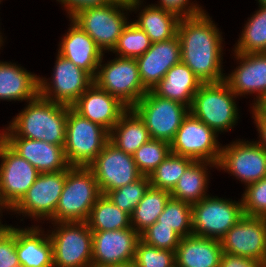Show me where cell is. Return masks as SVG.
Listing matches in <instances>:
<instances>
[{
	"label": "cell",
	"instance_id": "1",
	"mask_svg": "<svg viewBox=\"0 0 266 267\" xmlns=\"http://www.w3.org/2000/svg\"><path fill=\"white\" fill-rule=\"evenodd\" d=\"M206 11L182 17L177 27L181 44V62L186 64L202 83L224 81L222 32Z\"/></svg>",
	"mask_w": 266,
	"mask_h": 267
},
{
	"label": "cell",
	"instance_id": "2",
	"mask_svg": "<svg viewBox=\"0 0 266 267\" xmlns=\"http://www.w3.org/2000/svg\"><path fill=\"white\" fill-rule=\"evenodd\" d=\"M68 105L52 102L39 94L27 102L8 127L18 136L64 146Z\"/></svg>",
	"mask_w": 266,
	"mask_h": 267
},
{
	"label": "cell",
	"instance_id": "3",
	"mask_svg": "<svg viewBox=\"0 0 266 267\" xmlns=\"http://www.w3.org/2000/svg\"><path fill=\"white\" fill-rule=\"evenodd\" d=\"M102 195L89 167L70 166L63 191L50 222H86L92 207Z\"/></svg>",
	"mask_w": 266,
	"mask_h": 267
},
{
	"label": "cell",
	"instance_id": "4",
	"mask_svg": "<svg viewBox=\"0 0 266 267\" xmlns=\"http://www.w3.org/2000/svg\"><path fill=\"white\" fill-rule=\"evenodd\" d=\"M238 96L225 81L202 83L195 93L190 113L213 129L217 134L231 130L238 122L235 99Z\"/></svg>",
	"mask_w": 266,
	"mask_h": 267
},
{
	"label": "cell",
	"instance_id": "5",
	"mask_svg": "<svg viewBox=\"0 0 266 267\" xmlns=\"http://www.w3.org/2000/svg\"><path fill=\"white\" fill-rule=\"evenodd\" d=\"M124 11L131 12L129 2L113 0L103 6L80 10L70 19L106 53L114 49L123 29L129 23L128 14Z\"/></svg>",
	"mask_w": 266,
	"mask_h": 267
},
{
	"label": "cell",
	"instance_id": "6",
	"mask_svg": "<svg viewBox=\"0 0 266 267\" xmlns=\"http://www.w3.org/2000/svg\"><path fill=\"white\" fill-rule=\"evenodd\" d=\"M109 141V132L68 107L64 152L70 166L88 167Z\"/></svg>",
	"mask_w": 266,
	"mask_h": 267
},
{
	"label": "cell",
	"instance_id": "7",
	"mask_svg": "<svg viewBox=\"0 0 266 267\" xmlns=\"http://www.w3.org/2000/svg\"><path fill=\"white\" fill-rule=\"evenodd\" d=\"M54 267H92V230L86 222H52ZM57 226V227H56Z\"/></svg>",
	"mask_w": 266,
	"mask_h": 267
},
{
	"label": "cell",
	"instance_id": "8",
	"mask_svg": "<svg viewBox=\"0 0 266 267\" xmlns=\"http://www.w3.org/2000/svg\"><path fill=\"white\" fill-rule=\"evenodd\" d=\"M103 58L104 55L94 83L132 108L148 92L142 84L136 59L117 56L103 64Z\"/></svg>",
	"mask_w": 266,
	"mask_h": 267
},
{
	"label": "cell",
	"instance_id": "9",
	"mask_svg": "<svg viewBox=\"0 0 266 267\" xmlns=\"http://www.w3.org/2000/svg\"><path fill=\"white\" fill-rule=\"evenodd\" d=\"M144 120L151 139L171 143L189 114V107L148 92L132 107Z\"/></svg>",
	"mask_w": 266,
	"mask_h": 267
},
{
	"label": "cell",
	"instance_id": "10",
	"mask_svg": "<svg viewBox=\"0 0 266 267\" xmlns=\"http://www.w3.org/2000/svg\"><path fill=\"white\" fill-rule=\"evenodd\" d=\"M243 215L242 199L208 195L192 205L193 235L221 240Z\"/></svg>",
	"mask_w": 266,
	"mask_h": 267
},
{
	"label": "cell",
	"instance_id": "11",
	"mask_svg": "<svg viewBox=\"0 0 266 267\" xmlns=\"http://www.w3.org/2000/svg\"><path fill=\"white\" fill-rule=\"evenodd\" d=\"M52 71V79L39 77V95L52 102L72 106L94 83L88 72L59 53Z\"/></svg>",
	"mask_w": 266,
	"mask_h": 267
},
{
	"label": "cell",
	"instance_id": "12",
	"mask_svg": "<svg viewBox=\"0 0 266 267\" xmlns=\"http://www.w3.org/2000/svg\"><path fill=\"white\" fill-rule=\"evenodd\" d=\"M218 135L189 112L170 143L171 153L218 164L222 149Z\"/></svg>",
	"mask_w": 266,
	"mask_h": 267
},
{
	"label": "cell",
	"instance_id": "13",
	"mask_svg": "<svg viewBox=\"0 0 266 267\" xmlns=\"http://www.w3.org/2000/svg\"><path fill=\"white\" fill-rule=\"evenodd\" d=\"M0 204L10 211L34 184L38 170L0 137Z\"/></svg>",
	"mask_w": 266,
	"mask_h": 267
},
{
	"label": "cell",
	"instance_id": "14",
	"mask_svg": "<svg viewBox=\"0 0 266 267\" xmlns=\"http://www.w3.org/2000/svg\"><path fill=\"white\" fill-rule=\"evenodd\" d=\"M249 185L266 177V149L256 141L236 139L222 146L217 169Z\"/></svg>",
	"mask_w": 266,
	"mask_h": 267
},
{
	"label": "cell",
	"instance_id": "15",
	"mask_svg": "<svg viewBox=\"0 0 266 267\" xmlns=\"http://www.w3.org/2000/svg\"><path fill=\"white\" fill-rule=\"evenodd\" d=\"M65 179L66 170L40 173L34 184L10 212L22 214L37 222L49 220L55 214Z\"/></svg>",
	"mask_w": 266,
	"mask_h": 267
},
{
	"label": "cell",
	"instance_id": "16",
	"mask_svg": "<svg viewBox=\"0 0 266 267\" xmlns=\"http://www.w3.org/2000/svg\"><path fill=\"white\" fill-rule=\"evenodd\" d=\"M88 167L93 171L103 195L142 176L133 156L118 149L110 141L104 145L103 150Z\"/></svg>",
	"mask_w": 266,
	"mask_h": 267
},
{
	"label": "cell",
	"instance_id": "17",
	"mask_svg": "<svg viewBox=\"0 0 266 267\" xmlns=\"http://www.w3.org/2000/svg\"><path fill=\"white\" fill-rule=\"evenodd\" d=\"M222 252L265 261L266 218L243 215L220 240Z\"/></svg>",
	"mask_w": 266,
	"mask_h": 267
},
{
	"label": "cell",
	"instance_id": "18",
	"mask_svg": "<svg viewBox=\"0 0 266 267\" xmlns=\"http://www.w3.org/2000/svg\"><path fill=\"white\" fill-rule=\"evenodd\" d=\"M140 235L133 227L92 231V267H108L134 260Z\"/></svg>",
	"mask_w": 266,
	"mask_h": 267
},
{
	"label": "cell",
	"instance_id": "19",
	"mask_svg": "<svg viewBox=\"0 0 266 267\" xmlns=\"http://www.w3.org/2000/svg\"><path fill=\"white\" fill-rule=\"evenodd\" d=\"M0 137L39 173L60 172L70 167L64 146L18 137L9 127L0 131Z\"/></svg>",
	"mask_w": 266,
	"mask_h": 267
},
{
	"label": "cell",
	"instance_id": "20",
	"mask_svg": "<svg viewBox=\"0 0 266 267\" xmlns=\"http://www.w3.org/2000/svg\"><path fill=\"white\" fill-rule=\"evenodd\" d=\"M233 54L239 65L224 81L238 97L257 94L253 106L266 93V53Z\"/></svg>",
	"mask_w": 266,
	"mask_h": 267
},
{
	"label": "cell",
	"instance_id": "21",
	"mask_svg": "<svg viewBox=\"0 0 266 267\" xmlns=\"http://www.w3.org/2000/svg\"><path fill=\"white\" fill-rule=\"evenodd\" d=\"M71 107L84 118L101 125L108 132L128 109L118 98L99 88L95 83Z\"/></svg>",
	"mask_w": 266,
	"mask_h": 267
},
{
	"label": "cell",
	"instance_id": "22",
	"mask_svg": "<svg viewBox=\"0 0 266 267\" xmlns=\"http://www.w3.org/2000/svg\"><path fill=\"white\" fill-rule=\"evenodd\" d=\"M136 61L143 86L151 90L173 65L181 62V44L177 34L168 40L151 43Z\"/></svg>",
	"mask_w": 266,
	"mask_h": 267
},
{
	"label": "cell",
	"instance_id": "23",
	"mask_svg": "<svg viewBox=\"0 0 266 267\" xmlns=\"http://www.w3.org/2000/svg\"><path fill=\"white\" fill-rule=\"evenodd\" d=\"M69 21L70 27L59 42L58 53L94 78L105 54L85 31L71 19Z\"/></svg>",
	"mask_w": 266,
	"mask_h": 267
},
{
	"label": "cell",
	"instance_id": "24",
	"mask_svg": "<svg viewBox=\"0 0 266 267\" xmlns=\"http://www.w3.org/2000/svg\"><path fill=\"white\" fill-rule=\"evenodd\" d=\"M33 225L16 228V251L21 267H54L53 245L48 232Z\"/></svg>",
	"mask_w": 266,
	"mask_h": 267
},
{
	"label": "cell",
	"instance_id": "25",
	"mask_svg": "<svg viewBox=\"0 0 266 267\" xmlns=\"http://www.w3.org/2000/svg\"><path fill=\"white\" fill-rule=\"evenodd\" d=\"M220 240L195 235L180 239L175 251V267H219Z\"/></svg>",
	"mask_w": 266,
	"mask_h": 267
},
{
	"label": "cell",
	"instance_id": "26",
	"mask_svg": "<svg viewBox=\"0 0 266 267\" xmlns=\"http://www.w3.org/2000/svg\"><path fill=\"white\" fill-rule=\"evenodd\" d=\"M129 5L132 12L141 10L138 19L132 22L148 35L151 43L168 40L177 34L180 17L176 13L153 4L144 6L142 0L129 2Z\"/></svg>",
	"mask_w": 266,
	"mask_h": 267
},
{
	"label": "cell",
	"instance_id": "27",
	"mask_svg": "<svg viewBox=\"0 0 266 267\" xmlns=\"http://www.w3.org/2000/svg\"><path fill=\"white\" fill-rule=\"evenodd\" d=\"M39 94V76L24 67L0 61V100L30 101Z\"/></svg>",
	"mask_w": 266,
	"mask_h": 267
},
{
	"label": "cell",
	"instance_id": "28",
	"mask_svg": "<svg viewBox=\"0 0 266 267\" xmlns=\"http://www.w3.org/2000/svg\"><path fill=\"white\" fill-rule=\"evenodd\" d=\"M202 82L184 63L173 65L151 90L158 96L189 107Z\"/></svg>",
	"mask_w": 266,
	"mask_h": 267
},
{
	"label": "cell",
	"instance_id": "29",
	"mask_svg": "<svg viewBox=\"0 0 266 267\" xmlns=\"http://www.w3.org/2000/svg\"><path fill=\"white\" fill-rule=\"evenodd\" d=\"M150 139L144 120L133 108H128L109 132V141L131 155Z\"/></svg>",
	"mask_w": 266,
	"mask_h": 267
},
{
	"label": "cell",
	"instance_id": "30",
	"mask_svg": "<svg viewBox=\"0 0 266 267\" xmlns=\"http://www.w3.org/2000/svg\"><path fill=\"white\" fill-rule=\"evenodd\" d=\"M214 166L217 168L216 163L209 161H193L170 192L171 197L191 205L206 198L209 195L206 191L210 180L208 178L210 171L207 170Z\"/></svg>",
	"mask_w": 266,
	"mask_h": 267
},
{
	"label": "cell",
	"instance_id": "31",
	"mask_svg": "<svg viewBox=\"0 0 266 267\" xmlns=\"http://www.w3.org/2000/svg\"><path fill=\"white\" fill-rule=\"evenodd\" d=\"M86 223L92 231L121 230L131 227V216L102 194L92 207Z\"/></svg>",
	"mask_w": 266,
	"mask_h": 267
},
{
	"label": "cell",
	"instance_id": "32",
	"mask_svg": "<svg viewBox=\"0 0 266 267\" xmlns=\"http://www.w3.org/2000/svg\"><path fill=\"white\" fill-rule=\"evenodd\" d=\"M170 197L167 190L149 187L131 215V227L140 235L157 221Z\"/></svg>",
	"mask_w": 266,
	"mask_h": 267
},
{
	"label": "cell",
	"instance_id": "33",
	"mask_svg": "<svg viewBox=\"0 0 266 267\" xmlns=\"http://www.w3.org/2000/svg\"><path fill=\"white\" fill-rule=\"evenodd\" d=\"M245 23L234 46L237 53H266V6H258Z\"/></svg>",
	"mask_w": 266,
	"mask_h": 267
},
{
	"label": "cell",
	"instance_id": "34",
	"mask_svg": "<svg viewBox=\"0 0 266 267\" xmlns=\"http://www.w3.org/2000/svg\"><path fill=\"white\" fill-rule=\"evenodd\" d=\"M193 161L192 158L170 153L148 176L150 187L171 192Z\"/></svg>",
	"mask_w": 266,
	"mask_h": 267
},
{
	"label": "cell",
	"instance_id": "35",
	"mask_svg": "<svg viewBox=\"0 0 266 267\" xmlns=\"http://www.w3.org/2000/svg\"><path fill=\"white\" fill-rule=\"evenodd\" d=\"M157 222L161 225L173 227V230L181 238L193 235L192 205L170 197Z\"/></svg>",
	"mask_w": 266,
	"mask_h": 267
},
{
	"label": "cell",
	"instance_id": "36",
	"mask_svg": "<svg viewBox=\"0 0 266 267\" xmlns=\"http://www.w3.org/2000/svg\"><path fill=\"white\" fill-rule=\"evenodd\" d=\"M151 46L148 35L135 23L129 22L118 38V42L111 51L122 58H138Z\"/></svg>",
	"mask_w": 266,
	"mask_h": 267
},
{
	"label": "cell",
	"instance_id": "37",
	"mask_svg": "<svg viewBox=\"0 0 266 267\" xmlns=\"http://www.w3.org/2000/svg\"><path fill=\"white\" fill-rule=\"evenodd\" d=\"M171 153L170 143L150 139L140 146L133 154L138 171L149 176L157 166Z\"/></svg>",
	"mask_w": 266,
	"mask_h": 267
},
{
	"label": "cell",
	"instance_id": "38",
	"mask_svg": "<svg viewBox=\"0 0 266 267\" xmlns=\"http://www.w3.org/2000/svg\"><path fill=\"white\" fill-rule=\"evenodd\" d=\"M149 187V177L147 175H142L139 179L130 184L109 191L106 196L116 206L131 216Z\"/></svg>",
	"mask_w": 266,
	"mask_h": 267
},
{
	"label": "cell",
	"instance_id": "39",
	"mask_svg": "<svg viewBox=\"0 0 266 267\" xmlns=\"http://www.w3.org/2000/svg\"><path fill=\"white\" fill-rule=\"evenodd\" d=\"M133 263L135 267H175V251L158 249L139 239Z\"/></svg>",
	"mask_w": 266,
	"mask_h": 267
},
{
	"label": "cell",
	"instance_id": "40",
	"mask_svg": "<svg viewBox=\"0 0 266 267\" xmlns=\"http://www.w3.org/2000/svg\"><path fill=\"white\" fill-rule=\"evenodd\" d=\"M241 197L244 215L266 218V177L245 186Z\"/></svg>",
	"mask_w": 266,
	"mask_h": 267
},
{
	"label": "cell",
	"instance_id": "41",
	"mask_svg": "<svg viewBox=\"0 0 266 267\" xmlns=\"http://www.w3.org/2000/svg\"><path fill=\"white\" fill-rule=\"evenodd\" d=\"M140 239L158 249L176 251L181 237L173 227L161 225L156 221L140 234Z\"/></svg>",
	"mask_w": 266,
	"mask_h": 267
},
{
	"label": "cell",
	"instance_id": "42",
	"mask_svg": "<svg viewBox=\"0 0 266 267\" xmlns=\"http://www.w3.org/2000/svg\"><path fill=\"white\" fill-rule=\"evenodd\" d=\"M0 267H21L16 251V227L12 225L0 233Z\"/></svg>",
	"mask_w": 266,
	"mask_h": 267
},
{
	"label": "cell",
	"instance_id": "43",
	"mask_svg": "<svg viewBox=\"0 0 266 267\" xmlns=\"http://www.w3.org/2000/svg\"><path fill=\"white\" fill-rule=\"evenodd\" d=\"M158 2L153 5L174 12L180 18L195 16L205 11L200 5L191 3L189 0H159Z\"/></svg>",
	"mask_w": 266,
	"mask_h": 267
},
{
	"label": "cell",
	"instance_id": "44",
	"mask_svg": "<svg viewBox=\"0 0 266 267\" xmlns=\"http://www.w3.org/2000/svg\"><path fill=\"white\" fill-rule=\"evenodd\" d=\"M66 9L69 19L78 11L85 8L103 6L111 3L113 0H56Z\"/></svg>",
	"mask_w": 266,
	"mask_h": 267
},
{
	"label": "cell",
	"instance_id": "45",
	"mask_svg": "<svg viewBox=\"0 0 266 267\" xmlns=\"http://www.w3.org/2000/svg\"><path fill=\"white\" fill-rule=\"evenodd\" d=\"M219 267H264L263 262L252 258L222 252Z\"/></svg>",
	"mask_w": 266,
	"mask_h": 267
},
{
	"label": "cell",
	"instance_id": "46",
	"mask_svg": "<svg viewBox=\"0 0 266 267\" xmlns=\"http://www.w3.org/2000/svg\"><path fill=\"white\" fill-rule=\"evenodd\" d=\"M252 118L254 119L260 138L259 140H256V142L266 149V116L252 114Z\"/></svg>",
	"mask_w": 266,
	"mask_h": 267
},
{
	"label": "cell",
	"instance_id": "47",
	"mask_svg": "<svg viewBox=\"0 0 266 267\" xmlns=\"http://www.w3.org/2000/svg\"><path fill=\"white\" fill-rule=\"evenodd\" d=\"M252 114L266 116V93L251 107Z\"/></svg>",
	"mask_w": 266,
	"mask_h": 267
},
{
	"label": "cell",
	"instance_id": "48",
	"mask_svg": "<svg viewBox=\"0 0 266 267\" xmlns=\"http://www.w3.org/2000/svg\"><path fill=\"white\" fill-rule=\"evenodd\" d=\"M108 267H135L133 261L125 264L112 265Z\"/></svg>",
	"mask_w": 266,
	"mask_h": 267
},
{
	"label": "cell",
	"instance_id": "49",
	"mask_svg": "<svg viewBox=\"0 0 266 267\" xmlns=\"http://www.w3.org/2000/svg\"><path fill=\"white\" fill-rule=\"evenodd\" d=\"M2 211H4V209H0V217L2 216ZM8 227V225L2 224L1 223V218H0V233L5 230Z\"/></svg>",
	"mask_w": 266,
	"mask_h": 267
},
{
	"label": "cell",
	"instance_id": "50",
	"mask_svg": "<svg viewBox=\"0 0 266 267\" xmlns=\"http://www.w3.org/2000/svg\"><path fill=\"white\" fill-rule=\"evenodd\" d=\"M259 5L266 6V0H258Z\"/></svg>",
	"mask_w": 266,
	"mask_h": 267
},
{
	"label": "cell",
	"instance_id": "51",
	"mask_svg": "<svg viewBox=\"0 0 266 267\" xmlns=\"http://www.w3.org/2000/svg\"><path fill=\"white\" fill-rule=\"evenodd\" d=\"M3 40H4V39H3V35H2L1 32H0V49H1L2 45H3V43H4Z\"/></svg>",
	"mask_w": 266,
	"mask_h": 267
},
{
	"label": "cell",
	"instance_id": "52",
	"mask_svg": "<svg viewBox=\"0 0 266 267\" xmlns=\"http://www.w3.org/2000/svg\"><path fill=\"white\" fill-rule=\"evenodd\" d=\"M121 1L132 2V1H136V0H121ZM143 1H144V0H143Z\"/></svg>",
	"mask_w": 266,
	"mask_h": 267
},
{
	"label": "cell",
	"instance_id": "53",
	"mask_svg": "<svg viewBox=\"0 0 266 267\" xmlns=\"http://www.w3.org/2000/svg\"><path fill=\"white\" fill-rule=\"evenodd\" d=\"M0 209H5L6 211H8L5 207H3L1 204H0Z\"/></svg>",
	"mask_w": 266,
	"mask_h": 267
},
{
	"label": "cell",
	"instance_id": "54",
	"mask_svg": "<svg viewBox=\"0 0 266 267\" xmlns=\"http://www.w3.org/2000/svg\"><path fill=\"white\" fill-rule=\"evenodd\" d=\"M263 266L266 267V258H265V261L263 262Z\"/></svg>",
	"mask_w": 266,
	"mask_h": 267
}]
</instances>
